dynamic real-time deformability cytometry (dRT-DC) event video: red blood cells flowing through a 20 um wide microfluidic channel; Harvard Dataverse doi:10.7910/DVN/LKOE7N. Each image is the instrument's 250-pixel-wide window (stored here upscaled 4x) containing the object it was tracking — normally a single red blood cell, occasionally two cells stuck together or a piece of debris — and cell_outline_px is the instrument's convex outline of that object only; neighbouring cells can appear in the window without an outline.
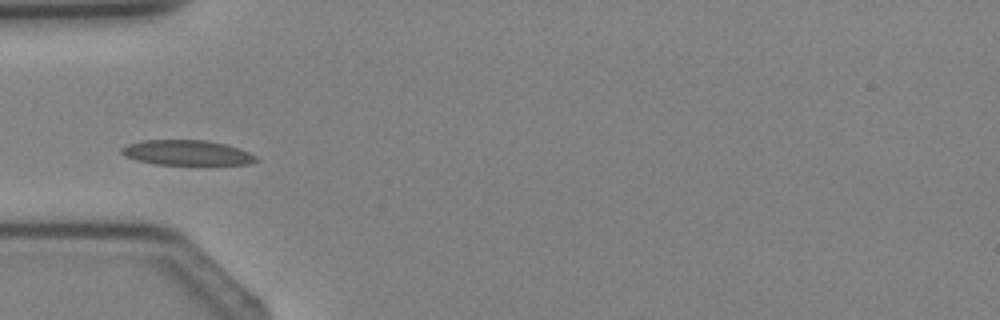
{"species": "Egyptian fruit bat (a non-hibernating species)", "species_latin": "Rousettus aegyptiacus", "temperature_condition": "cold", "stored_images_in_passage": 2, "camera_frame_rate_fps": 3000, "um_per_image_px": 0.085, "animal": {"sex": "female"}, "frame": {"image": 1, "passage_image": 2, "time_ms": 1.0, "image_size_px": [1000, 320], "cell_outline_px": [[260, 160], [252, 164], [156, 164], [136, 160], [124, 156], [120, 152], [120, 148], [128, 144], [140, 140], [208, 140], [240, 148], [256, 156]], "centroid_in_image_um": [15.88, 12.97], "position_along_channel_um": 69.1, "area_um2": 19.71}}